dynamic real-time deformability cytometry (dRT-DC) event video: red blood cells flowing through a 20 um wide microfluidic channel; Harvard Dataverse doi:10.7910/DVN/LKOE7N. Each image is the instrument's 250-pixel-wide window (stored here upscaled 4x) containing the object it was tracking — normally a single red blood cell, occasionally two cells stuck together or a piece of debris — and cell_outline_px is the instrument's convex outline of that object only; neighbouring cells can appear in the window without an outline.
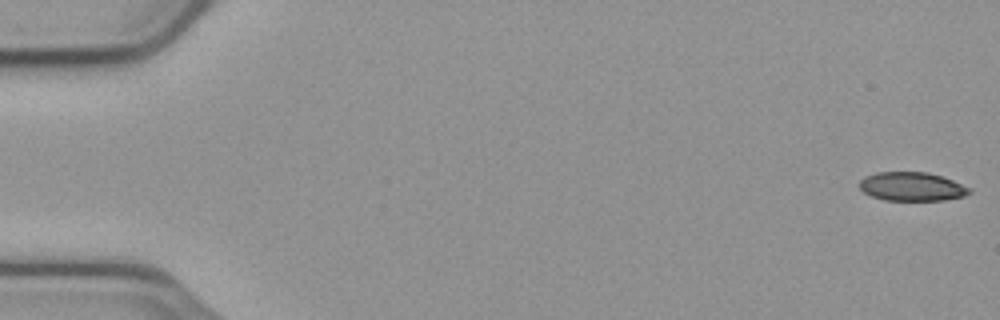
{"species": "common noctule bat (a hibernating species)", "species_latin": "Nyctalus noctula", "temperature_condition": "cold", "stored_images_in_passage": 55, "camera_frame_rate_fps": 3000, "um_per_image_px": 0.085, "animal": {"sex": "male", "body_mass_g": 23.1, "forearm_length_mm": 52.7}, "frame": {"image": 1, "passage_image": 1, "time_ms": 0.0, "image_size_px": [1000, 320], "cell_outline_px": [[972, 192], [964, 196], [944, 200], [884, 200], [872, 196], [864, 192], [860, 188], [860, 180], [864, 176], [876, 172], [928, 172], [952, 180], [972, 188]], "centroid_in_image_um": [77.52, 15.85], "position_along_channel_um": 7.5, "area_um2": 18.44}}
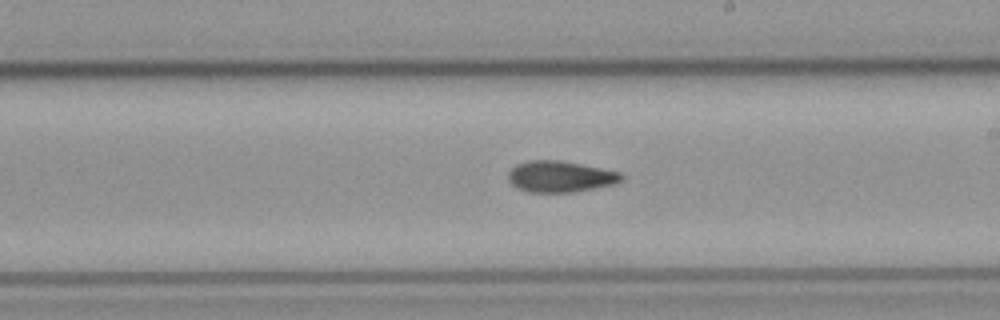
{"frame": {"image": 2, "passage_image": 32, "time_ms": 10.333, "image_size_px": [1000, 320], "cell_outline_px": [[624, 180], [616, 184], [576, 192], [528, 192], [516, 188], [508, 180], [508, 172], [516, 164], [532, 160], [560, 160], [620, 172], [624, 176]], "centroid_in_image_um": [47.63, 15.02], "position_along_channel_um": 241.4, "area_um2": 20.75}}
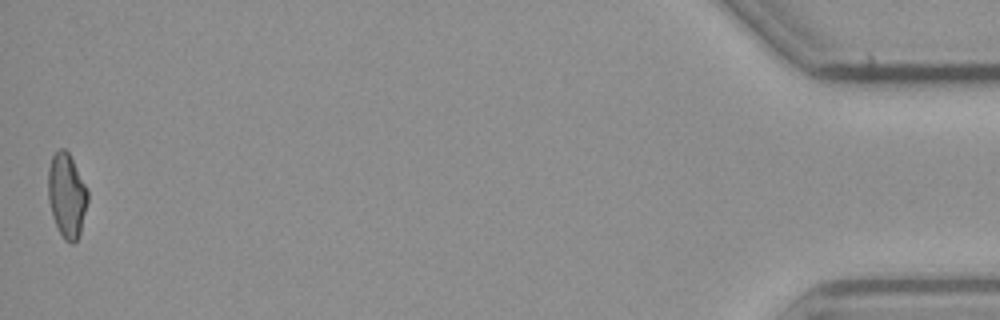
{"frame": {"image": 3, "passage_image": 55, "time_ms": 18.0, "image_size_px": [1000, 320], "cell_outline_px": [[88, 200], [80, 232], [76, 240], [72, 244], [64, 240], [52, 216], [48, 200], [48, 168], [52, 156], [60, 148], [64, 148], [68, 152], [88, 192]], "centroid_in_image_um": [5.65, 16.61], "position_along_channel_um": 429.5, "area_um2": 19.13}, "authors_computed_cell_mechanics": {"area_um2": 20.1144, "velocity_mm_per_s": 3.7365, "shape_relaxation_time_tau1_ms": null, "shape_relaxation_time_tau2_ms": 5.7898, "deformation_change_tau1": null, "deformation_change_tau2": 0.1205}}